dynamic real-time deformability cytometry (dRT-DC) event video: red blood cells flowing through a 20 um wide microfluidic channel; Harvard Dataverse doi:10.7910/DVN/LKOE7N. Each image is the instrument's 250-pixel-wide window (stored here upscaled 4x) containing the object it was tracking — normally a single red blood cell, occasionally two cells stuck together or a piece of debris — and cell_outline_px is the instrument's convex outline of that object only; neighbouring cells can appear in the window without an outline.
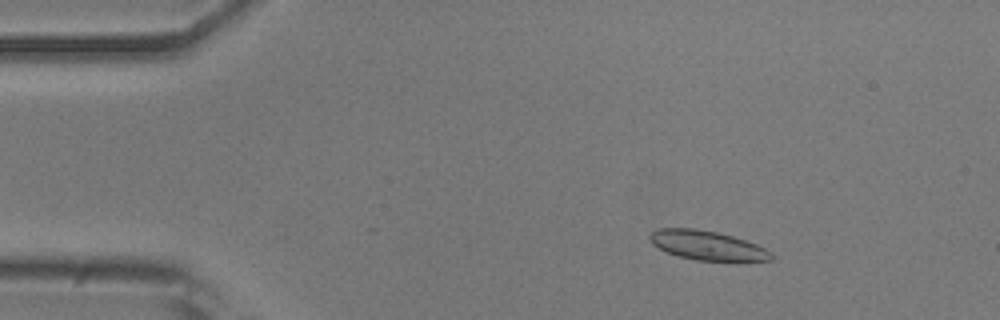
{"species": "common noctule bat (a hibernating species)", "species_latin": "Nyctalus noctula", "temperature_condition": "room temperature", "stored_images_in_passage": 52, "camera_frame_rate_fps": 3000, "um_per_image_px": 0.085, "animal": {"sex": "male", "body_mass_g": 20.5, "forearm_length_mm": 52.5}, "frame": {"image": 1, "passage_image": 8, "time_ms": 2.333, "image_size_px": [1000, 320], "cell_outline_px": [[772, 260], [696, 260], [680, 256], [668, 252], [652, 244], [648, 236], [656, 228], [696, 228], [716, 232], [732, 236], [756, 244], [772, 252]], "centroid_in_image_um": [60.07, 20.84], "position_along_channel_um": 24.9, "area_um2": 20.35}}
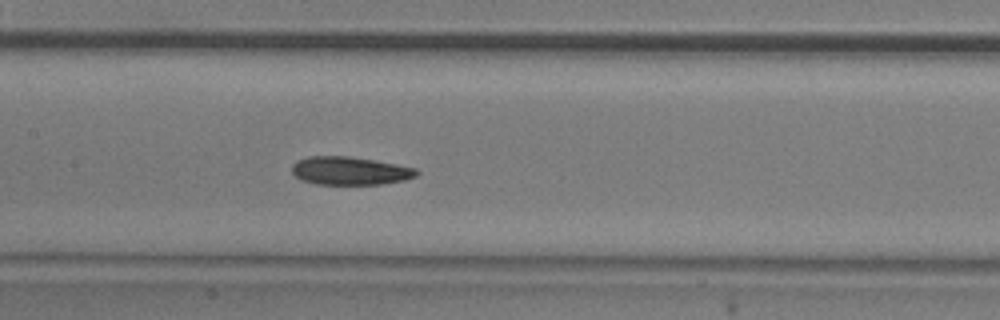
{"frame": {"image": 2, "passage_image": 25, "time_ms": 8.0, "image_size_px": [1000, 320], "cell_outline_px": [[420, 172], [416, 176], [404, 180], [380, 184], [316, 184], [300, 180], [292, 172], [292, 164], [296, 160], [308, 156], [348, 156], [376, 160], [416, 168]], "centroid_in_image_um": [29.72, 14.51], "position_along_channel_um": 177.7, "area_um2": 20.58}}
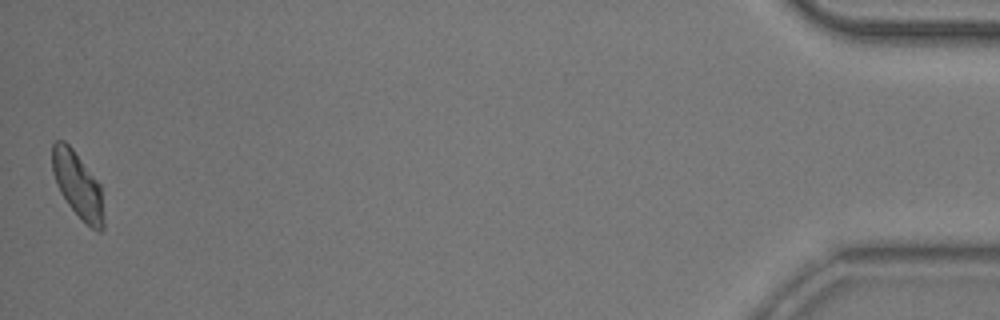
{"frame": {"image": 3, "passage_image": 52, "time_ms": 17.0, "image_size_px": [1000, 320], "cell_outline_px": [[104, 228], [100, 232], [92, 228], [68, 204], [60, 192], [56, 184], [52, 172], [52, 144], [56, 140], [64, 140], [72, 148], [100, 184], [104, 216]], "centroid_in_image_um": [6.6, 15.71], "position_along_channel_um": 428.6, "area_um2": 19.54}, "authors_computed_cell_mechanics": {"area_um2": 20.6635, "velocity_mm_per_s": 3.8431, "shape_relaxation_time_tau1_ms": 4.3863, "shape_relaxation_time_tau2_ms": 2.6407, "deformation_change_tau1": 0.1345, "deformation_change_tau2": 0.083}}